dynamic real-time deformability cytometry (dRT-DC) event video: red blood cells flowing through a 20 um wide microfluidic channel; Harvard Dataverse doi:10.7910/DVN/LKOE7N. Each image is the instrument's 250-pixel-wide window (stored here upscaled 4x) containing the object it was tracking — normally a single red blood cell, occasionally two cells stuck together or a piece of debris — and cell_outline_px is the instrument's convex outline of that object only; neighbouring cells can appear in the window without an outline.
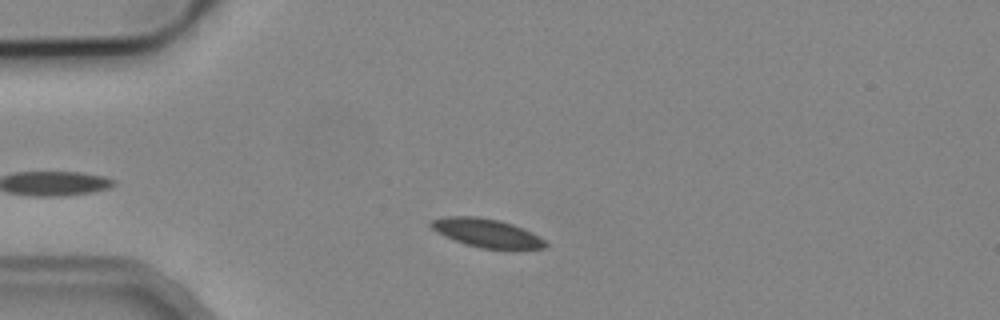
{"species": "common noctule bat (a hibernating species)", "species_latin": "Nyctalus noctula", "temperature_condition": "cold", "stored_images_in_passage": 8, "camera_frame_rate_fps": 3000, "um_per_image_px": 0.085, "animal": {"sex": "male", "body_mass_g": 19.2, "forearm_length_mm": 51.8}, "frame": {"image": 1, "passage_image": 2, "time_ms": 1.0, "image_size_px": [1000, 320], "cell_outline_px": [[548, 248], [480, 248], [464, 244], [436, 232], [428, 224], [428, 220], [444, 216], [476, 216], [500, 220], [512, 224], [532, 232], [544, 240], [548, 244]], "centroid_in_image_um": [41.31, 19.78], "position_along_channel_um": 43.7, "area_um2": 19.02}}
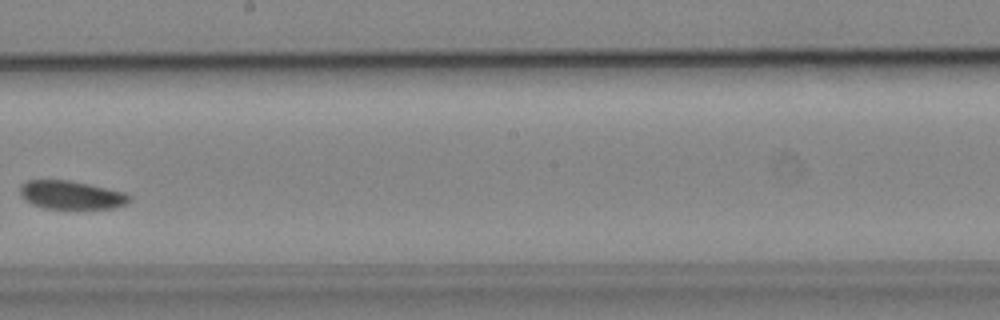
{"frame": {"image": 2, "passage_image": 7, "time_ms": 7.0, "image_size_px": [1000, 320], "cell_outline_px": [[132, 196], [124, 204], [112, 208], [44, 208], [32, 204], [24, 200], [20, 196], [20, 188], [28, 180], [68, 180], [88, 184], [124, 192]], "centroid_in_image_um": [6.02, 16.57], "position_along_channel_um": 242.2, "area_um2": 17.8}}
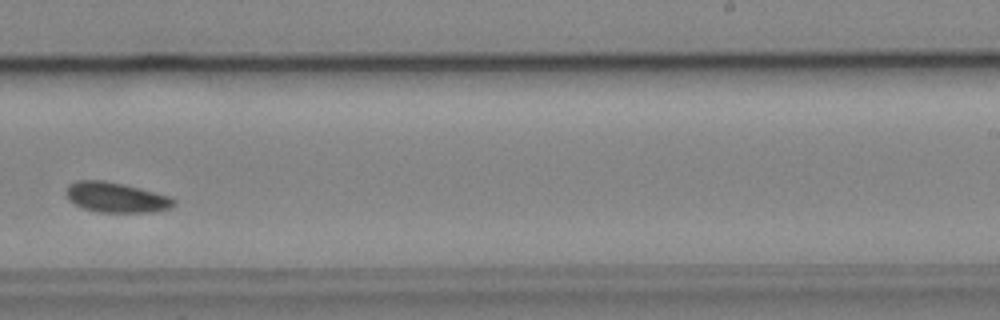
{"frame": {"image": 3, "passage_image": 8, "time_ms": 8.0, "image_size_px": [1000, 320], "cell_outline_px": [[176, 204], [168, 208], [156, 212], [96, 212], [84, 208], [68, 200], [64, 192], [64, 188], [68, 184], [76, 180], [104, 180], [172, 196], [176, 200]], "centroid_in_image_um": [9.84, 16.77], "position_along_channel_um": 279.2, "area_um2": 19.07}}